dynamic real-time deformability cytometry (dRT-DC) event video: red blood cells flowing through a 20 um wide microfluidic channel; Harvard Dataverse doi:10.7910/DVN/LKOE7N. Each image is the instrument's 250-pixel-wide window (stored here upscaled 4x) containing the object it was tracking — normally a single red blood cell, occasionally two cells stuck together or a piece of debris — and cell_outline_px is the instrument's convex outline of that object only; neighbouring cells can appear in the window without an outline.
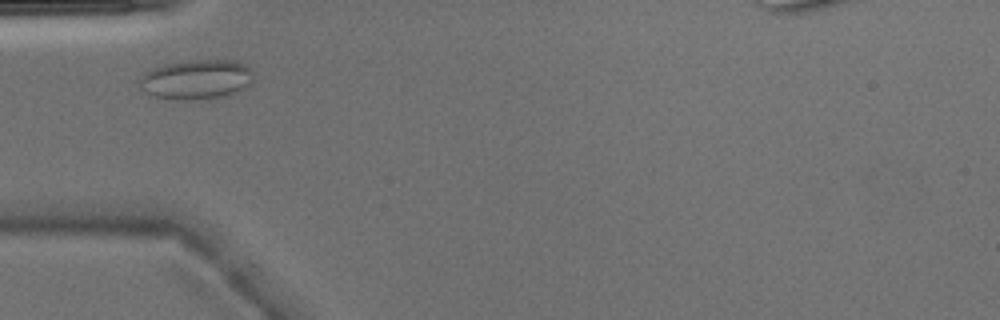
{"species": "Egyptian fruit bat (a non-hibernating species)", "species_latin": "Rousettus aegyptiacus", "temperature_condition": "warm", "stored_images_in_passage": 2, "camera_frame_rate_fps": 3000, "um_per_image_px": 0.085, "animal": {"sex": "male"}, "frame": {"image": 1, "passage_image": 1, "time_ms": 0.0, "image_size_px": [1000, 320], "cell_outline_px": [[252, 80], [244, 88], [228, 96], [208, 100], [176, 100], [156, 96], [144, 92], [136, 84], [140, 76], [148, 68], [164, 64], [184, 60], [236, 60], [248, 64], [252, 72]], "centroid_in_image_um": [16.65, 6.75], "position_along_channel_um": 68.3, "area_um2": 27.22}}